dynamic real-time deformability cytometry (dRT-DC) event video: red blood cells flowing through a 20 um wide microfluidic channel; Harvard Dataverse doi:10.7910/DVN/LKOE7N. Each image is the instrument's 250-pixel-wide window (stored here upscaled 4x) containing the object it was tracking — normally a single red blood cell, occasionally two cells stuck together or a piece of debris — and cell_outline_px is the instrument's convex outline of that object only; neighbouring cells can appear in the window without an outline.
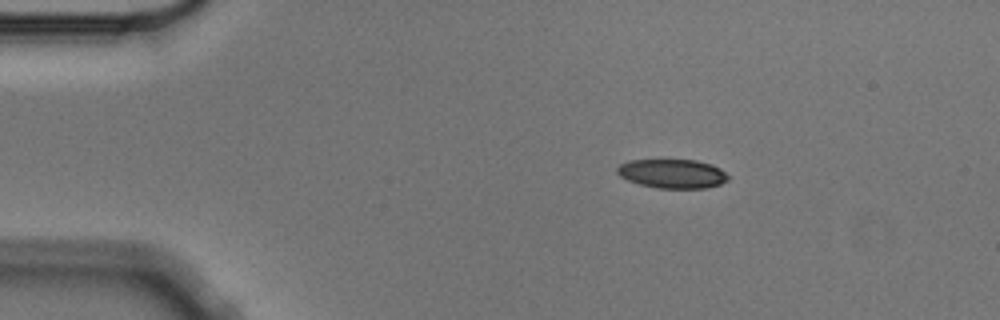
{"species": "Egyptian fruit bat (a non-hibernating species)", "species_latin": "Rousettus aegyptiacus", "temperature_condition": "cold", "stored_images_in_passage": 4, "camera_frame_rate_fps": 3000, "um_per_image_px": 0.085, "animal": {"sex": "male"}, "frame": {"image": 1, "passage_image": 2, "time_ms": 0.333, "image_size_px": [1000, 320], "cell_outline_px": [[728, 180], [720, 184], [708, 188], [656, 188], [640, 184], [628, 180], [620, 176], [616, 172], [616, 168], [620, 164], [628, 160], [696, 160], [712, 164], [720, 168], [728, 176]], "centroid_in_image_um": [57.15, 14.76], "position_along_channel_um": 27.9, "area_um2": 18.84}}